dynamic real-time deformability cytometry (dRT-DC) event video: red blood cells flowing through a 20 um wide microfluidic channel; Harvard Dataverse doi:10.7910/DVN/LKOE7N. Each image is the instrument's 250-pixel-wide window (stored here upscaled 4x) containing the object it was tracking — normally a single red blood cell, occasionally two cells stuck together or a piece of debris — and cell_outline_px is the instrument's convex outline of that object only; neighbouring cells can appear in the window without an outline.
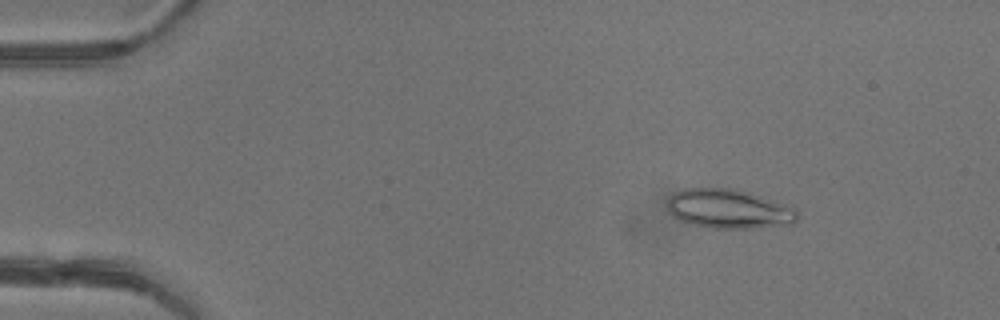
{"species": "common noctule bat (a hibernating species)", "species_latin": "Nyctalus noctula", "temperature_condition": "warm", "stored_images_in_passage": 48, "camera_frame_rate_fps": 3000, "um_per_image_px": 0.085, "animal": {"sex": "female"}, "frame": {"image": 1, "passage_image": 7, "time_ms": 2.0, "image_size_px": [1000, 320], "cell_outline_px": [[796, 220], [792, 224], [752, 228], [708, 228], [688, 224], [672, 216], [668, 212], [668, 200], [676, 192], [684, 188], [732, 188], [748, 192], [760, 196], [792, 208], [796, 212]], "centroid_in_image_um": [61.87, 17.77], "position_along_channel_um": 23.1, "area_um2": 29.42}}
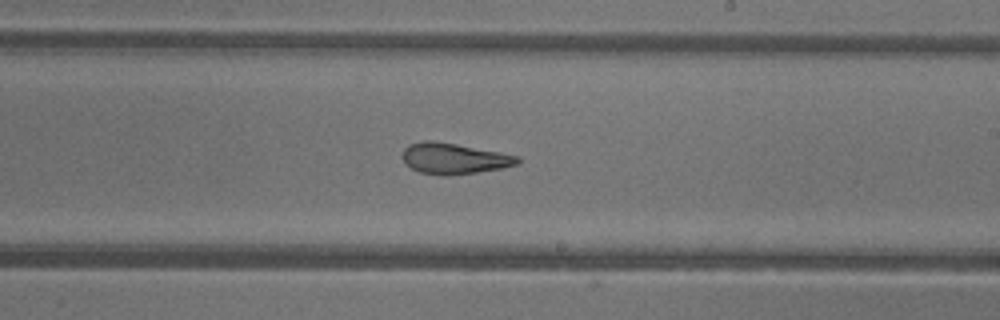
{"frame": {"image": 2, "passage_image": 29, "time_ms": 9.333, "image_size_px": [1000, 320], "cell_outline_px": [[520, 164], [500, 168], [476, 172], [448, 176], [444, 176], [420, 172], [404, 164], [400, 156], [404, 148], [408, 144], [424, 140], [432, 140], [456, 144], [500, 152], [520, 156]], "centroid_in_image_um": [38.55, 13.47], "position_along_channel_um": 250.5, "area_um2": 20.92}}
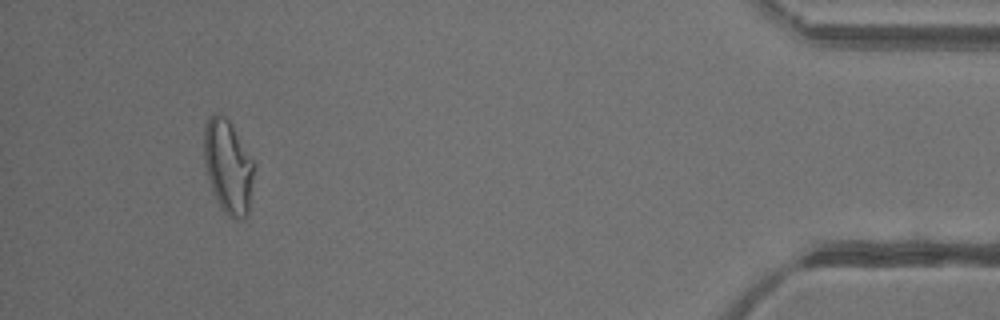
{"frame": {"image": 3, "passage_image": 45, "time_ms": 14.667, "image_size_px": [1000, 320], "cell_outline_px": [[252, 180], [248, 216], [240, 220], [236, 220], [228, 216], [224, 212], [212, 192], [204, 160], [204, 124], [208, 116], [216, 112], [224, 116], [232, 124], [252, 160]], "centroid_in_image_um": [19.35, 14.15], "position_along_channel_um": 415.8, "area_um2": 27.05}, "authors_computed_cell_mechanics": {"area_um2": 24.2182, "velocity_mm_per_s": 4.3415, "shape_relaxation_time_tau1_ms": null, "shape_relaxation_time_tau2_ms": 2.2128, "deformation_change_tau1": null, "deformation_change_tau2": 0.104}}